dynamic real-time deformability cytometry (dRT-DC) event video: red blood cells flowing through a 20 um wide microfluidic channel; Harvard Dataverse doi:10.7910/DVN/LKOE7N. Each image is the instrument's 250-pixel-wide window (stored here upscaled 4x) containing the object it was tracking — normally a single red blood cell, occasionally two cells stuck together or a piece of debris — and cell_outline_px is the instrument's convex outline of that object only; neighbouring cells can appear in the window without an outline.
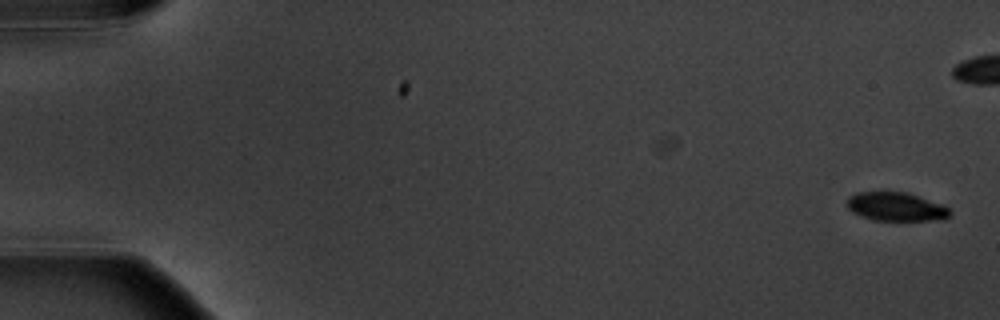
{"species": "common noctule bat (a hibernating species)", "species_latin": "Nyctalus noctula", "temperature_condition": "warm", "stored_images_in_passage": 8, "camera_frame_rate_fps": 3000, "um_per_image_px": 0.085, "animal": {"sex": "male", "body_mass_g": 20.1, "forearm_length_mm": 53.5}, "frame": {"image": 1, "passage_image": 1, "time_ms": 0.0, "image_size_px": [1000, 320], "cell_outline_px": [[952, 212], [944, 220], [872, 220], [860, 216], [852, 212], [848, 208], [848, 196], [856, 192], [884, 188], [908, 192], [940, 204], [948, 208]], "centroid_in_image_um": [76.1, 17.51], "position_along_channel_um": 8.9, "area_um2": 17.92}}
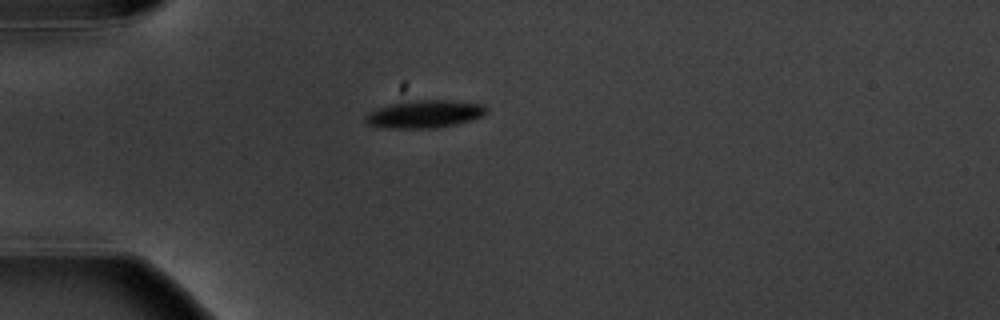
{"frame": {"image": 2, "passage_image": 6, "time_ms": 6.667, "image_size_px": [1000, 320], "cell_outline_px": [[488, 112], [484, 116], [456, 124], [436, 128], [388, 128], [368, 124], [364, 120], [364, 116], [368, 112], [392, 104], [412, 100], [452, 100], [484, 104], [488, 108]], "centroid_in_image_um": [36.15, 9.69], "position_along_channel_um": 48.9, "area_um2": 19.59}}